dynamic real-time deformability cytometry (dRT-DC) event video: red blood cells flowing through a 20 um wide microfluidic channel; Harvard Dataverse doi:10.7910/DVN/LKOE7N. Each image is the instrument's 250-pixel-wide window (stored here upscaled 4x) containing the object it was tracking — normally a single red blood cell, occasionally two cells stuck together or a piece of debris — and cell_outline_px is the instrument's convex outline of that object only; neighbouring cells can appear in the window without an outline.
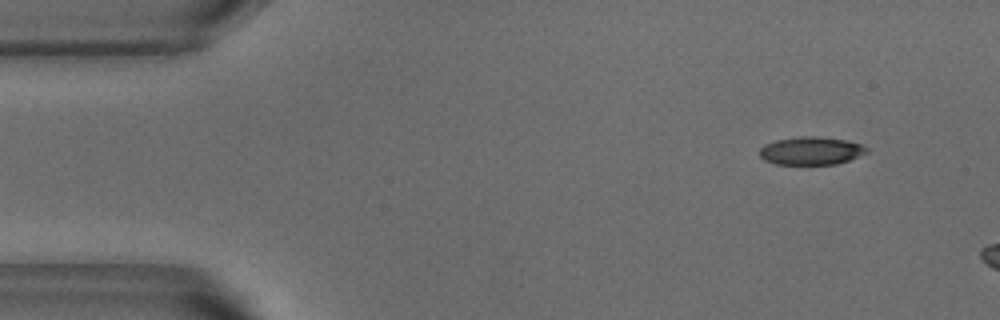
{"species": "common noctule bat (a hibernating species)", "species_latin": "Nyctalus noctula", "temperature_condition": "warm", "stored_images_in_passage": 8, "camera_frame_rate_fps": 3000, "um_per_image_px": 0.085, "animal": {"sex": "male", "body_mass_g": 18.8}, "frame": {"image": 1, "passage_image": 1, "time_ms": 0.0, "image_size_px": [1000, 320], "cell_outline_px": [[868, 152], [848, 160], [836, 164], [776, 164], [764, 160], [760, 156], [760, 148], [764, 144], [776, 140], [800, 136], [816, 136], [844, 140], [860, 144], [868, 148]], "centroid_in_image_um": [68.91, 12.81], "position_along_channel_um": 16.1, "area_um2": 17.34}}